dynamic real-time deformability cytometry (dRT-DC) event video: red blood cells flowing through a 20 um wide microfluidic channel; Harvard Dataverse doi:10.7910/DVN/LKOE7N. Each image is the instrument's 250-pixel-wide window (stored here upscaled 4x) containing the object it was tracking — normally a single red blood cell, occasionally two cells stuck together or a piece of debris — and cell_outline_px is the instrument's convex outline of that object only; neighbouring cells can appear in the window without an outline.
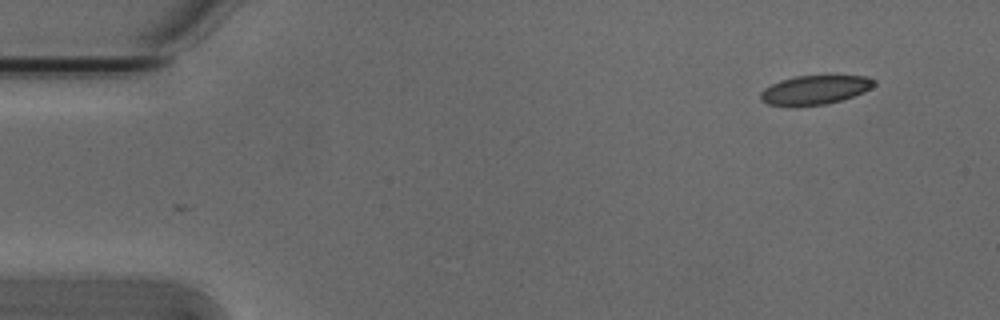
{"species": "Egyptian fruit bat (a non-hibernating species)", "species_latin": "Rousettus aegyptiacus", "temperature_condition": "cold", "stored_images_in_passage": 4, "camera_frame_rate_fps": 3000, "um_per_image_px": 0.085, "animal": {"sex": "male"}, "frame": {"image": 1, "passage_image": 1, "time_ms": 0.0, "image_size_px": [1000, 320], "cell_outline_px": [[876, 84], [872, 88], [864, 92], [840, 100], [824, 104], [768, 104], [760, 100], [760, 92], [764, 88], [780, 80], [796, 76], [864, 76], [876, 80]], "centroid_in_image_um": [69.29, 7.61], "position_along_channel_um": 15.7, "area_um2": 18.67}}